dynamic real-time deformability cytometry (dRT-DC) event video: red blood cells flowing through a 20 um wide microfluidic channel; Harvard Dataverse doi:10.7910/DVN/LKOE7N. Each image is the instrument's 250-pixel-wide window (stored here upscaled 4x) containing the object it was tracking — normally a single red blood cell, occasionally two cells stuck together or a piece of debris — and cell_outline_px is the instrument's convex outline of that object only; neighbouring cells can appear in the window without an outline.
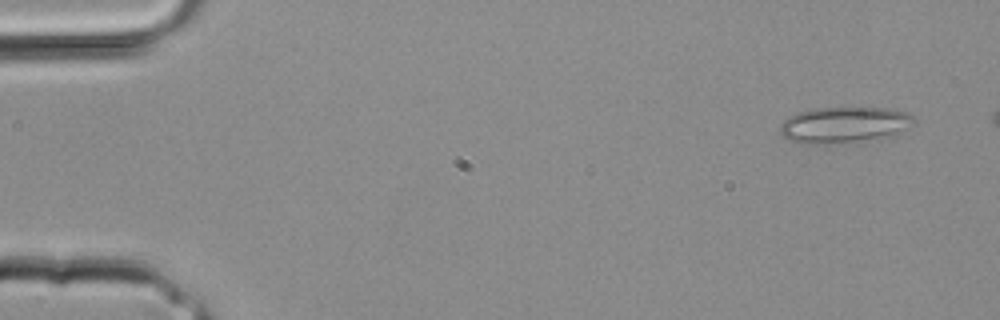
{"species": "common noctule bat (a hibernating species)", "species_latin": "Nyctalus noctula", "temperature_condition": "room temperature", "stored_images_in_passage": 31, "camera_frame_rate_fps": 3000, "um_per_image_px": 0.085, "animal": {"sex": "male", "body_mass_g": 20.4}, "frame": {"image": 1, "passage_image": 2, "time_ms": 0.333, "image_size_px": [1000, 320], "cell_outline_px": [[916, 124], [892, 132], [876, 136], [824, 148], [792, 140], [784, 136], [780, 132], [780, 124], [788, 116], [796, 112], [812, 108], [888, 108], [908, 112], [916, 120]], "centroid_in_image_um": [71.64, 10.61], "position_along_channel_um": 13.4, "area_um2": 28.03}}
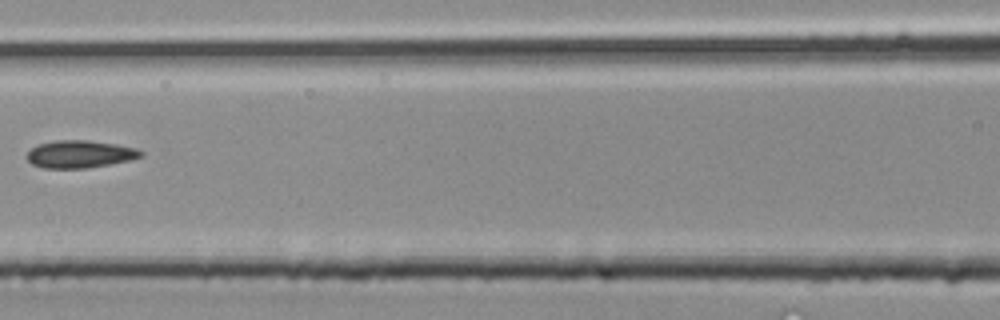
{"frame": {"image": 2, "passage_image": 15, "time_ms": 4.667, "image_size_px": [1000, 320], "cell_outline_px": [[144, 156], [132, 160], [88, 168], [44, 168], [32, 164], [28, 160], [28, 152], [36, 144], [56, 140], [88, 140], [116, 144], [136, 148], [144, 152]], "centroid_in_image_um": [6.83, 13.1], "position_along_channel_um": 159.8, "area_um2": 18.38}}
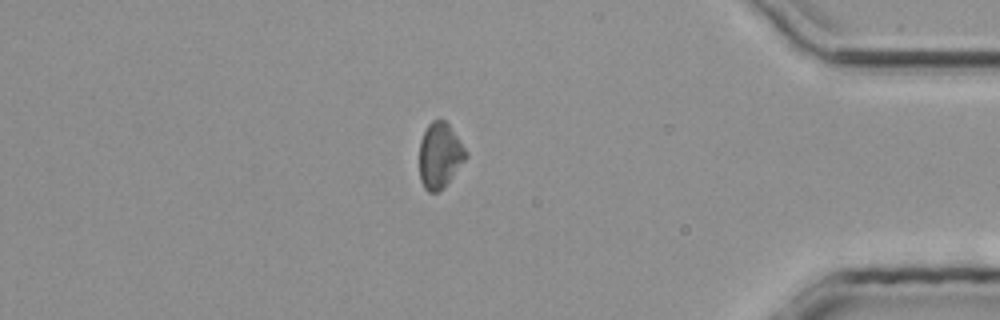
{"frame": {"image": 3, "passage_image": 28, "time_ms": 9.0, "image_size_px": [1000, 320], "cell_outline_px": [[468, 156], [444, 188], [436, 192], [428, 192], [424, 188], [420, 180], [420, 140], [428, 124], [432, 120], [444, 120], [448, 124], [460, 140], [468, 152]], "centroid_in_image_um": [37.39, 13.22], "position_along_channel_um": 397.8, "area_um2": 17.74}}